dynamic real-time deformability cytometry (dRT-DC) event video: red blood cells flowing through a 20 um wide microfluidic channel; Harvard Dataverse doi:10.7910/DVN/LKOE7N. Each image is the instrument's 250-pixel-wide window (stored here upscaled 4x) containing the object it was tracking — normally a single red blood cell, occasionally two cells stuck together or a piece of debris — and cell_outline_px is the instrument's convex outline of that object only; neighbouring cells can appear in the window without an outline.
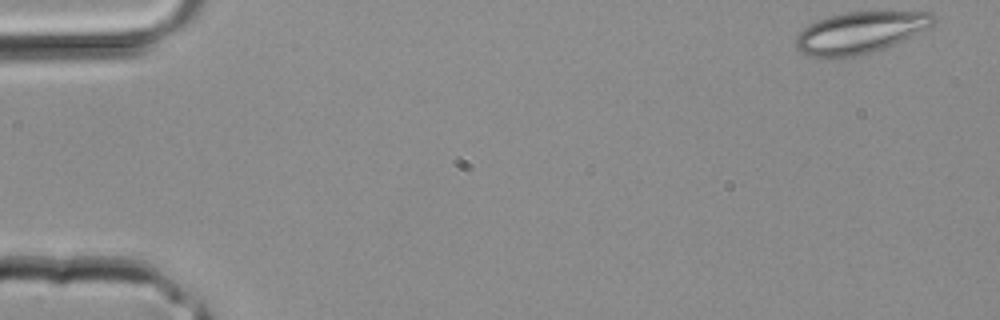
{"species": "common noctule bat (a hibernating species)", "species_latin": "Nyctalus noctula", "temperature_condition": "room temperature", "stored_images_in_passage": 3, "camera_frame_rate_fps": 3000, "um_per_image_px": 0.085, "animal": {"sex": "male", "body_mass_g": 20.4}, "frame": {"image": 1, "passage_image": 3, "time_ms": 0.667, "image_size_px": [1000, 320], "cell_outline_px": [[936, 20], [928, 28], [896, 44], [872, 52], [856, 56], [836, 60], [828, 60], [808, 56], [796, 48], [796, 36], [808, 24], [816, 20], [844, 12], [928, 12], [936, 16]], "centroid_in_image_um": [73.06, 2.81], "position_along_channel_um": 11.9, "area_um2": 33.81}}